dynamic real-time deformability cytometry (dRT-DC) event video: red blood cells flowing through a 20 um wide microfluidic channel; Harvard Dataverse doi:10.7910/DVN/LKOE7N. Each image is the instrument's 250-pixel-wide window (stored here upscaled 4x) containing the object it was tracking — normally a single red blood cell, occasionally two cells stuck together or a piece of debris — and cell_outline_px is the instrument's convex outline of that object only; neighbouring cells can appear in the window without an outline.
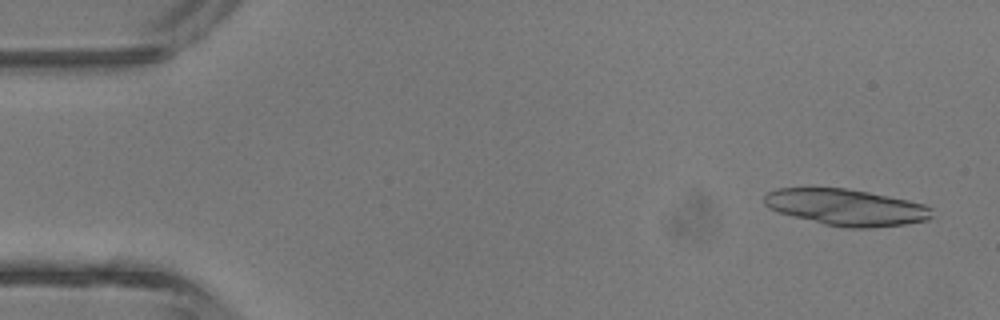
{"species": "common noctule bat (a hibernating species)", "species_latin": "Nyctalus noctula", "temperature_condition": "room temperature", "stored_images_in_passage": 3, "camera_frame_rate_fps": 3000, "um_per_image_px": 0.085, "animal": {"sex": "male", "body_mass_g": 13.3}, "frame": {"image": 1, "passage_image": 1, "time_ms": 0.0, "image_size_px": [1000, 320], "cell_outline_px": [[932, 216], [928, 220], [904, 224], [872, 228], [844, 228], [824, 224], [780, 212], [768, 208], [764, 204], [764, 196], [768, 192], [776, 188], [844, 188], [868, 192], [908, 200], [924, 204], [932, 208]], "centroid_in_image_um": [71.94, 17.62], "position_along_channel_um": 13.1, "area_um2": 35.49}}